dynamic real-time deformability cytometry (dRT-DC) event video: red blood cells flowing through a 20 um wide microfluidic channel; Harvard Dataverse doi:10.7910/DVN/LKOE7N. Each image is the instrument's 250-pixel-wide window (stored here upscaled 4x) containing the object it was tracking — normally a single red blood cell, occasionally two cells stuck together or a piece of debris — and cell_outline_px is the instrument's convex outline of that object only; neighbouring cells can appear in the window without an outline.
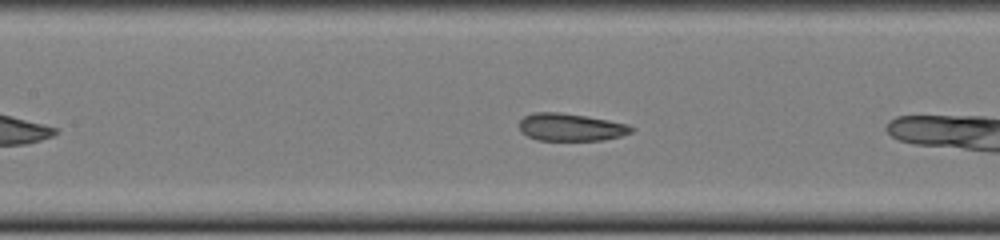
{"species": "common noctule bat (a hibernating species)", "species_latin": "Nyctalus noctula", "temperature_condition": "cold", "stored_images_in_passage": 20, "camera_frame_rate_fps": 3000, "um_per_image_px": 0.085, "animal": {"sex": "female", "body_mass_g": 22.0, "forearm_length_mm": 56.7}, "frame": {"image": 1, "passage_image": 9, "time_ms": 2.667, "image_size_px": [1000, 240], "cell_outline_px": [[636, 128], [632, 132], [620, 136], [604, 140], [536, 140], [520, 132], [520, 120], [524, 116], [536, 112], [560, 112], [608, 120], [628, 124]], "centroid_in_image_um": [48.52, 10.81], "position_along_channel_um": 158.9, "area_um2": 17.98}}
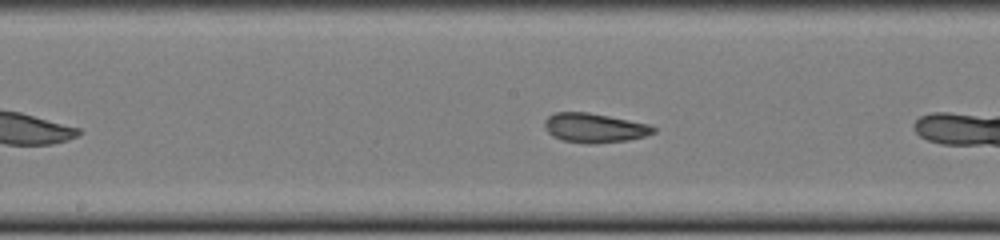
{"frame": {"image": 2, "passage_image": 12, "time_ms": 3.667, "image_size_px": [1000, 240], "cell_outline_px": [[656, 132], [644, 136], [628, 140], [588, 144], [560, 140], [552, 136], [544, 128], [544, 120], [548, 116], [556, 112], [588, 112], [648, 124], [656, 128]], "centroid_in_image_um": [50.48, 10.87], "position_along_channel_um": 197.7, "area_um2": 18.61}}